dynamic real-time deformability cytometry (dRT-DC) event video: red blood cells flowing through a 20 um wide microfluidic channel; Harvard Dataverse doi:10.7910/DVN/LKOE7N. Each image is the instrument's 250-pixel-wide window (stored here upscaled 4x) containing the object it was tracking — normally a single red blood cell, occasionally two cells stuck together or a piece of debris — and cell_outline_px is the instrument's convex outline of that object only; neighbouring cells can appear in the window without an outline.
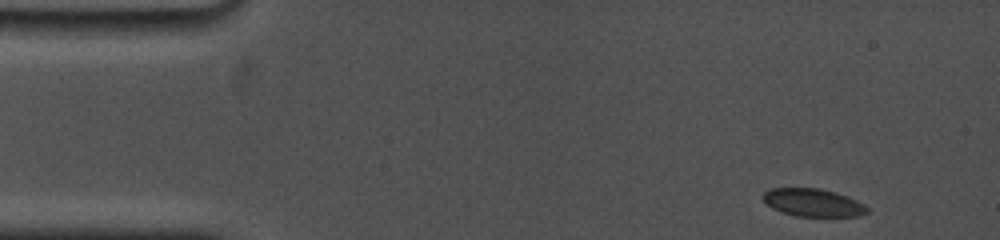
{"species": "common noctule bat (a hibernating species)", "species_latin": "Nyctalus noctula", "temperature_condition": "cold", "stored_images_in_passage": 51, "camera_frame_rate_fps": 5000, "um_per_image_px": 0.085, "animal": {"sex": "female", "body_mass_g": 19.0, "forearm_length_mm": 53.3}, "frame": {"image": 1, "passage_image": 1, "time_ms": 0.0, "image_size_px": [1000, 240], "cell_outline_px": [[868, 212], [860, 216], [796, 216], [772, 208], [760, 196], [768, 188], [820, 188], [836, 192], [848, 196], [864, 204], [868, 208]], "centroid_in_image_um": [69.11, 17.21], "position_along_channel_um": 15.9, "area_um2": 16.94}}
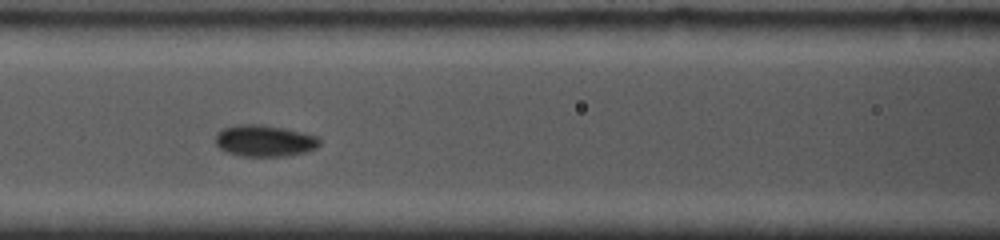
{"frame": {"image": 2, "passage_image": 22, "time_ms": 6.0, "image_size_px": [1000, 240], "cell_outline_px": [[320, 144], [316, 148], [304, 152], [284, 156], [240, 156], [228, 152], [220, 148], [216, 144], [216, 132], [224, 128], [236, 124], [260, 124], [284, 128], [320, 136]], "centroid_in_image_um": [22.49, 11.95], "position_along_channel_um": 144.1, "area_um2": 19.19}}
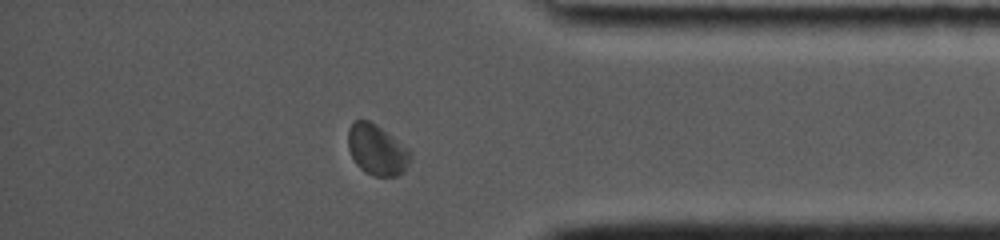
{"frame": {"image": 3, "passage_image": 44, "time_ms": 13.2, "image_size_px": [1000, 240], "cell_outline_px": [[412, 160], [396, 176], [376, 176], [364, 172], [356, 164], [348, 148], [348, 132], [352, 124], [356, 120], [368, 120], [376, 124], [408, 148], [412, 152]], "centroid_in_image_um": [32.04, 12.73], "position_along_channel_um": 403.2, "area_um2": 18.21}, "authors_computed_cell_mechanics": {"area_um2": 18.2648, "velocity_mm_per_s": 3.6852, "shape_relaxation_time_tau1_ms": 4.3631, "shape_relaxation_time_tau2_ms": 2.2832, "deformation_change_tau1": 0.0949, "deformation_change_tau2": 0.0332}}